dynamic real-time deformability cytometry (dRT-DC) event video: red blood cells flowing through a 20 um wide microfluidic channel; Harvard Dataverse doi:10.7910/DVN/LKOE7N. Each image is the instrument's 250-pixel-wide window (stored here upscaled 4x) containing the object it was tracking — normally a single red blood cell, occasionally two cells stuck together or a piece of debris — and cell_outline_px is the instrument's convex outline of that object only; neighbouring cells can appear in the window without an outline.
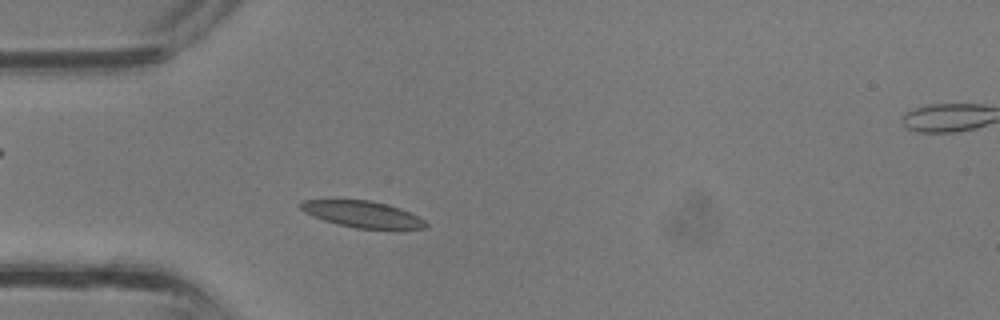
{"species": "common noctule bat (a hibernating species)", "species_latin": "Nyctalus noctula", "temperature_condition": "room temperature", "stored_images_in_passage": 31, "camera_frame_rate_fps": 3000, "um_per_image_px": 0.085, "animal": {"sex": "male", "body_mass_g": 13.3}, "frame": {"image": 1, "passage_image": 5, "time_ms": 1.333, "image_size_px": [1000, 320], "cell_outline_px": [[428, 224], [424, 228], [396, 232], [392, 232], [356, 228], [336, 224], [324, 220], [304, 212], [296, 204], [300, 200], [368, 200], [400, 208], [424, 220]], "centroid_in_image_um": [30.85, 18.26], "position_along_channel_um": 54.2, "area_um2": 19.94}}
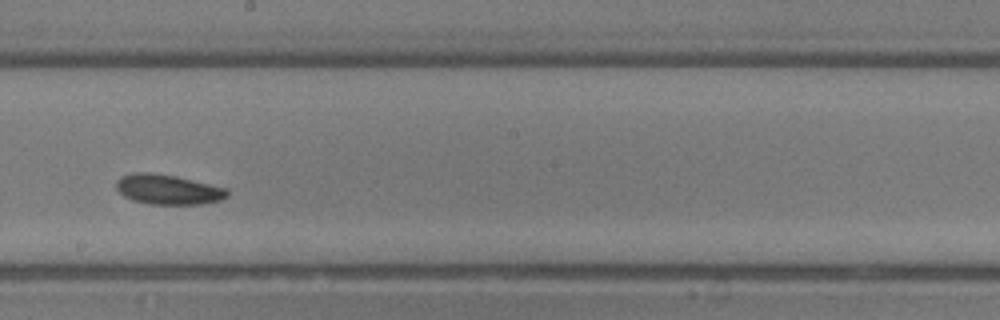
{"frame": {"image": 2, "passage_image": 15, "time_ms": 4.667, "image_size_px": [1000, 320], "cell_outline_px": [[228, 196], [220, 200], [200, 204], [148, 204], [132, 200], [124, 196], [116, 188], [116, 180], [120, 176], [132, 172], [152, 172], [176, 176], [228, 188]], "centroid_in_image_um": [14.26, 16.09], "position_along_channel_um": 233.9, "area_um2": 19.54}}
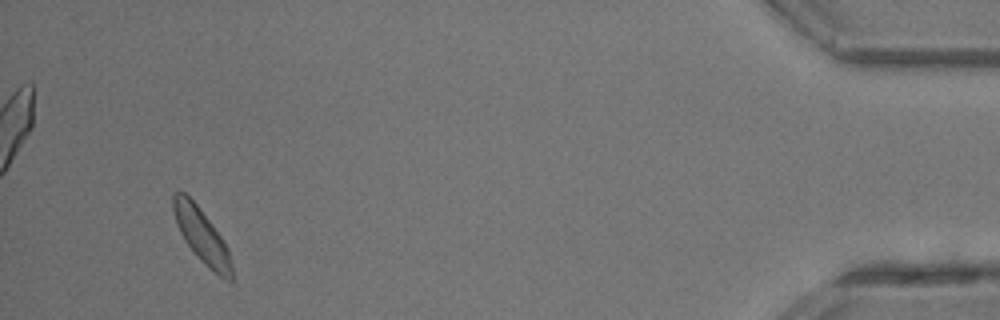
{"frame": {"image": 3, "passage_image": 29, "time_ms": 9.333, "image_size_px": [1000, 320], "cell_outline_px": [[232, 280], [228, 280], [220, 276], [208, 268], [200, 260], [184, 240], [176, 224], [172, 208], [172, 192], [184, 192], [196, 204], [212, 224], [228, 248], [232, 264]], "centroid_in_image_um": [17.12, 20.03], "position_along_channel_um": 418.1, "area_um2": 18.32}}